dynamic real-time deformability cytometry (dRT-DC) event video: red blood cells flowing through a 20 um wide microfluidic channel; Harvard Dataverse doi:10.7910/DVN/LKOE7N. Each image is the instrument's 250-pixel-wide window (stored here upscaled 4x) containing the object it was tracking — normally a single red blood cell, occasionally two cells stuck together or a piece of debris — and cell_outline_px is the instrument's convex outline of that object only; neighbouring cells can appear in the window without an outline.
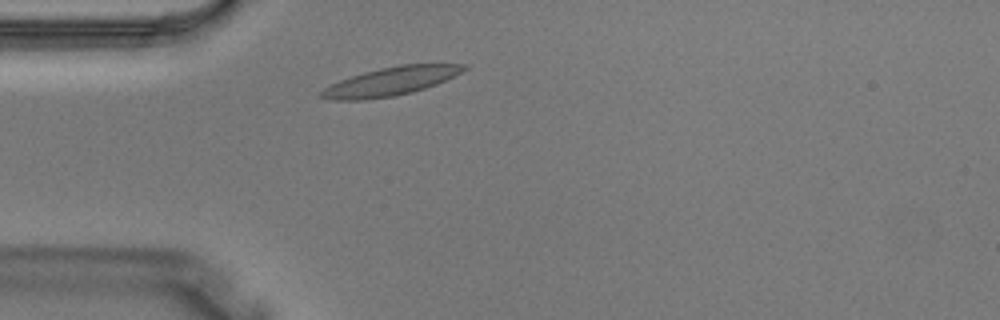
{"species": "Egyptian fruit bat (a non-hibernating species)", "species_latin": "Rousettus aegyptiacus", "temperature_condition": "warm", "stored_images_in_passage": 1, "camera_frame_rate_fps": 3000, "um_per_image_px": 0.085, "animal": {"sex": "male"}, "frame": {"image": 1, "passage_image": 1, "time_ms": 0.0, "image_size_px": [1000, 320], "cell_outline_px": [[468, 68], [436, 84], [412, 92], [396, 96], [364, 100], [332, 100], [316, 96], [324, 88], [340, 80], [364, 72], [380, 68], [400, 64], [464, 64]], "centroid_in_image_um": [33.15, 6.93], "position_along_channel_um": 51.9, "area_um2": 23.47}}